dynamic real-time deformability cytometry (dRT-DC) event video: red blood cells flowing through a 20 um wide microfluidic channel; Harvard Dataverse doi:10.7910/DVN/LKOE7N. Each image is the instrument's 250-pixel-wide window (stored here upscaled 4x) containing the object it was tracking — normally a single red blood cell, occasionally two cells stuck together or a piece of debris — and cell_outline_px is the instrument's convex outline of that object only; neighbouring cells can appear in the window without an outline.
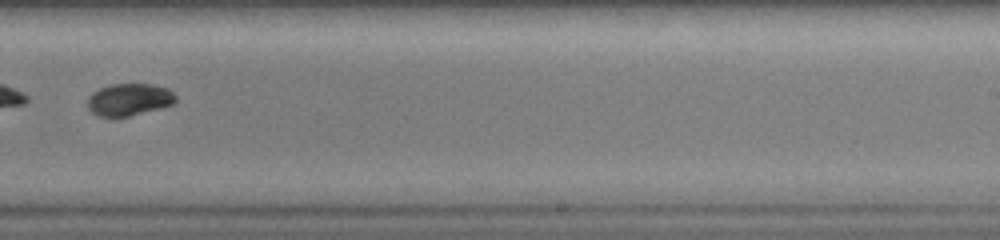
{"species": "common noctule bat (a hibernating species)", "species_latin": "Nyctalus noctula", "temperature_condition": "warm", "stored_images_in_passage": 27, "camera_frame_rate_fps": 3000, "um_per_image_px": 0.085, "animal": {"sex": "female", "body_mass_g": 19.0, "forearm_length_mm": 51.5}, "frame": {"image": 1, "passage_image": 16, "time_ms": 5.0, "image_size_px": [1000, 240], "cell_outline_px": [[176, 100], [172, 104], [160, 108], [128, 116], [100, 116], [92, 112], [88, 108], [88, 96], [92, 92], [100, 88], [112, 84], [148, 84], [168, 88], [176, 96]], "centroid_in_image_um": [10.97, 8.45], "position_along_channel_um": 278.0, "area_um2": 16.3}}